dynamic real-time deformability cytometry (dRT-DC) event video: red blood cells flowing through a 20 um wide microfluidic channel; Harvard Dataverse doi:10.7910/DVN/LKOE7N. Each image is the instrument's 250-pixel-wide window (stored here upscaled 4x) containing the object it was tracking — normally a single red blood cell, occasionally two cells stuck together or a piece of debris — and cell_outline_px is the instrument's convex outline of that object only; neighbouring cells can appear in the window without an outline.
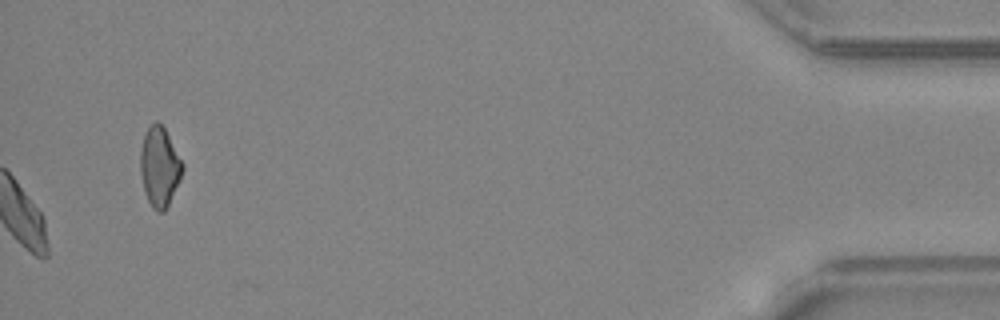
{"species": "common noctule bat (a hibernating species)", "species_latin": "Nyctalus noctula", "temperature_condition": "warm", "stored_images_in_passage": 48, "camera_frame_rate_fps": 3000, "um_per_image_px": 0.085, "animal": {"sex": "female", "body_mass_g": 24.6, "forearm_length_mm": 56.2}, "frame": {"image": 1, "passage_image": 48, "time_ms": 15.667, "image_size_px": [1000, 320], "cell_outline_px": [[184, 168], [180, 180], [164, 212], [156, 212], [152, 208], [144, 192], [140, 172], [140, 148], [144, 136], [148, 128], [156, 120], [164, 128], [184, 164]], "centroid_in_image_um": [13.55, 14.2], "position_along_channel_um": 421.6, "area_um2": 19.48}, "authors_computed_cell_mechanics": {"area_um2": 21.1548, "velocity_mm_per_s": 4.3552, "shape_relaxation_time_tau1_ms": 5.5467, "shape_relaxation_time_tau2_ms": 6.3875, "deformation_change_tau1": 0.1657, "deformation_change_tau2": 0.1473}}